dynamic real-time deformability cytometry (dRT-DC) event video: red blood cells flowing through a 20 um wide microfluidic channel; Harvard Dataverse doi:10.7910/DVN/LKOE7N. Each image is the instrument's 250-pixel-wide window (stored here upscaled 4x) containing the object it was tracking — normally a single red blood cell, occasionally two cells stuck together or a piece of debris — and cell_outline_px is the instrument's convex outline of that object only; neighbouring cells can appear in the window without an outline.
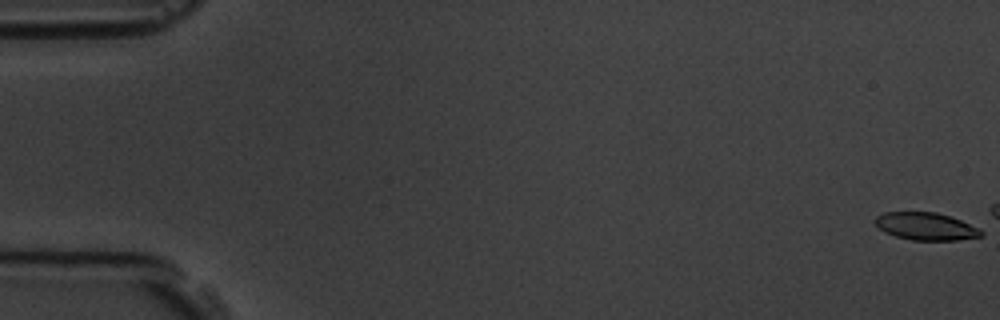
{"species": "common noctule bat (a hibernating species)", "species_latin": "Nyctalus noctula", "temperature_condition": "room temperature", "stored_images_in_passage": 4, "camera_frame_rate_fps": 3000, "um_per_image_px": 0.085, "animal": {"sex": "male", "body_mass_g": 19.5, "forearm_length_mm": 54.6}, "frame": {"image": 1, "passage_image": 1, "time_ms": 0.0, "image_size_px": [1000, 320], "cell_outline_px": [[984, 236], [956, 240], [912, 240], [896, 236], [884, 232], [876, 224], [876, 216], [884, 212], [936, 212], [984, 224]], "centroid_in_image_um": [78.91, 19.23], "position_along_channel_um": 6.1, "area_um2": 17.8}}